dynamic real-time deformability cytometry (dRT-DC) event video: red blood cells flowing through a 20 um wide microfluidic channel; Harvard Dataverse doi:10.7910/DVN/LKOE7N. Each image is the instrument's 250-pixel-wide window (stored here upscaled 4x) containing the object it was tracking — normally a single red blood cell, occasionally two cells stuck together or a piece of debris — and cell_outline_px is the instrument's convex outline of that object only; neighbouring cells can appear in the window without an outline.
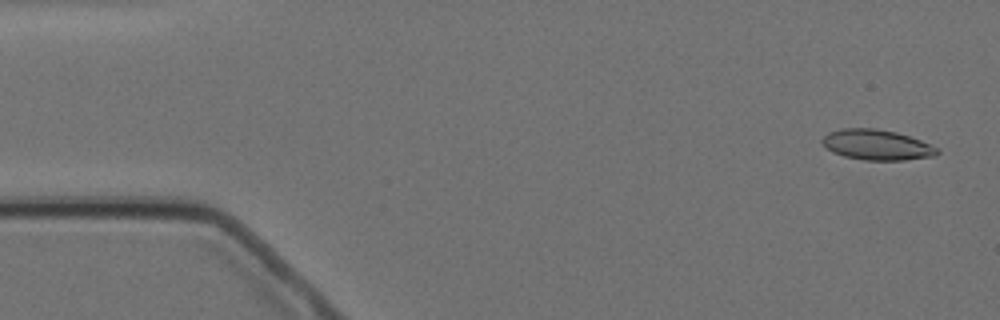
{"species": "Egyptian fruit bat (a non-hibernating species)", "species_latin": "Rousettus aegyptiacus", "temperature_condition": "cold", "stored_images_in_passage": 6, "camera_frame_rate_fps": 3000, "um_per_image_px": 0.085, "animal": {"sex": "female"}, "frame": {"image": 1, "passage_image": 1, "time_ms": 0.0, "image_size_px": [1000, 320], "cell_outline_px": [[940, 152], [936, 156], [904, 160], [864, 160], [844, 156], [832, 152], [820, 140], [828, 132], [840, 128], [876, 128], [896, 132], [920, 140], [940, 148]], "centroid_in_image_um": [74.55, 12.31], "position_along_channel_um": 10.5, "area_um2": 20.46}}
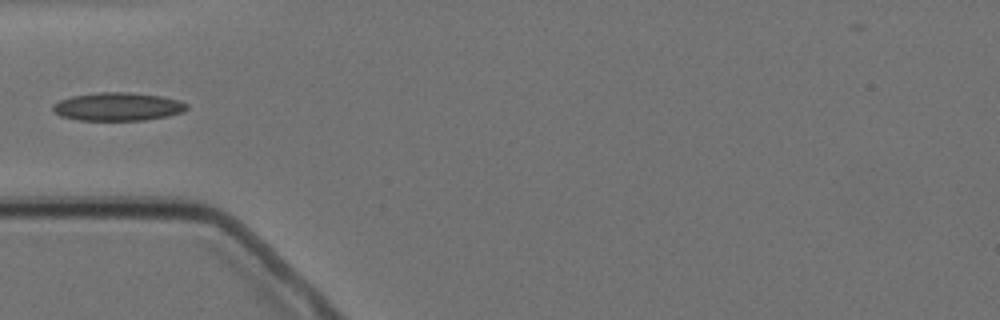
{"frame": {"image": 2, "passage_image": 5, "time_ms": 5.0, "image_size_px": [1000, 320], "cell_outline_px": [[188, 108], [184, 112], [168, 116], [144, 120], [76, 120], [60, 116], [52, 112], [52, 104], [60, 100], [72, 96], [100, 92], [128, 92], [160, 96], [180, 100], [188, 104]], "centroid_in_image_um": [10.0, 9.07], "position_along_channel_um": 75.0, "area_um2": 22.2}}
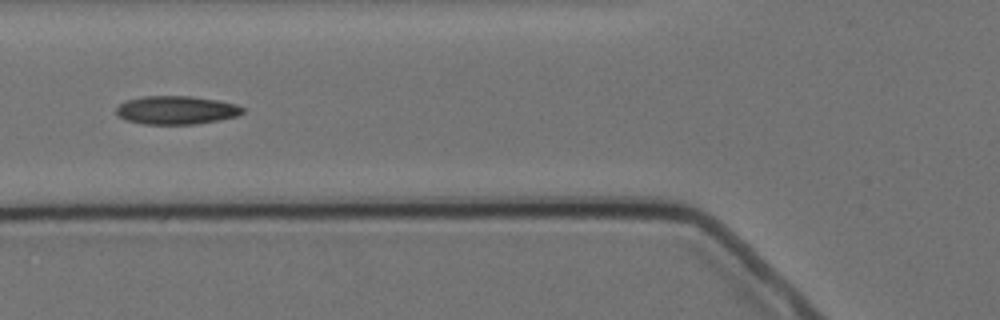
{"frame": {"image": 3, "passage_image": 6, "time_ms": 6.0, "image_size_px": [1000, 320], "cell_outline_px": [[244, 112], [236, 116], [220, 120], [196, 124], [144, 124], [124, 120], [116, 112], [116, 108], [120, 104], [128, 100], [144, 96], [192, 96], [216, 100], [236, 104], [244, 108]], "centroid_in_image_um": [15.0, 9.36], "position_along_channel_um": 110.8, "area_um2": 20.87}}